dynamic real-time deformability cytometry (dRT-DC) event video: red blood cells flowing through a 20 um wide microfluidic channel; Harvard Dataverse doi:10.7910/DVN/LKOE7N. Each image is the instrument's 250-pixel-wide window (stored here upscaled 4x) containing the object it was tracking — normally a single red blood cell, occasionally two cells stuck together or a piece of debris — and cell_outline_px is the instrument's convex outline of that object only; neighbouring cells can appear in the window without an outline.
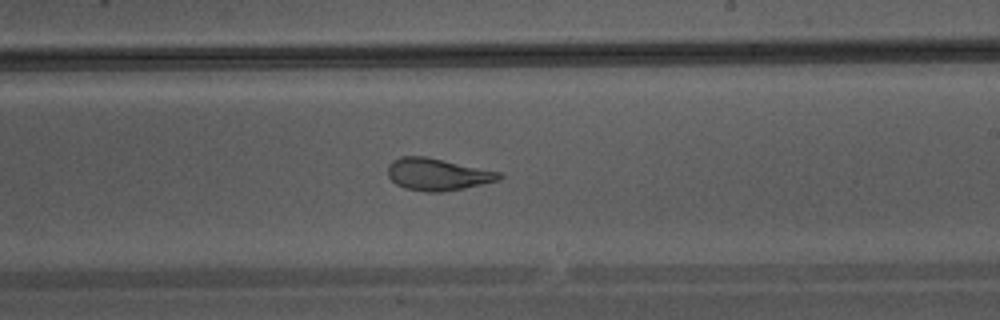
{"species": "Egyptian fruit bat (a non-hibernating species)", "species_latin": "Rousettus aegyptiacus", "temperature_condition": "warm", "stored_images_in_passage": 43, "camera_frame_rate_fps": 3000, "um_per_image_px": 0.085, "animal": {"sex": "male"}, "frame": {"image": 1, "passage_image": 25, "time_ms": 8.0, "image_size_px": [1000, 320], "cell_outline_px": [[504, 176], [496, 180], [480, 184], [444, 192], [428, 192], [404, 188], [396, 184], [388, 176], [388, 164], [392, 160], [400, 156], [424, 156], [500, 172]], "centroid_in_image_um": [37.13, 14.81], "position_along_channel_um": 251.9, "area_um2": 20.58}}